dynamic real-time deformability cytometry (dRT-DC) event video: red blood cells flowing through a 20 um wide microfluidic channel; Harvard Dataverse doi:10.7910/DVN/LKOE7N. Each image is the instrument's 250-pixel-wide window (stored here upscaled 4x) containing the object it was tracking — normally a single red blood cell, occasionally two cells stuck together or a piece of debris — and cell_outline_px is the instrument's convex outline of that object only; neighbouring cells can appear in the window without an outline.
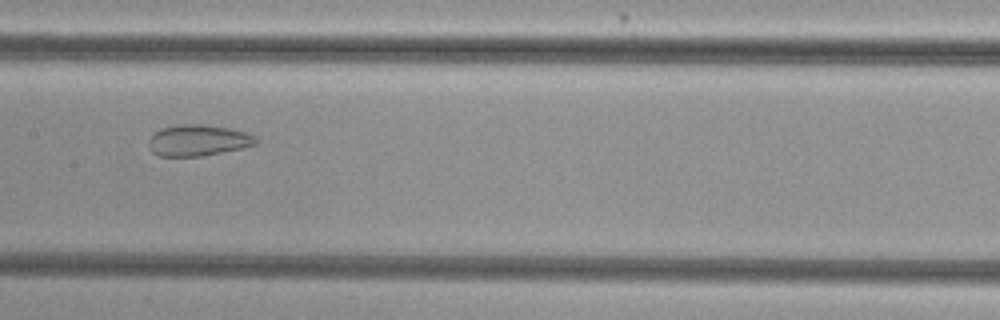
{"species": "common noctule bat (a hibernating species)", "species_latin": "Nyctalus noctula", "temperature_condition": "cold", "stored_images_in_passage": 47, "camera_frame_rate_fps": 3000, "um_per_image_px": 0.085, "animal": {"sex": "female", "body_mass_g": 29.2, "forearm_length_mm": 56.3}, "frame": {"image": 1, "passage_image": 21, "time_ms": 6.667, "image_size_px": [1000, 320], "cell_outline_px": [[256, 144], [240, 148], [200, 156], [160, 156], [152, 152], [148, 144], [148, 140], [160, 128], [180, 124], [200, 124], [228, 128], [244, 132], [256, 136]], "centroid_in_image_um": [16.79, 11.92], "position_along_channel_um": 190.6, "area_um2": 19.19}}
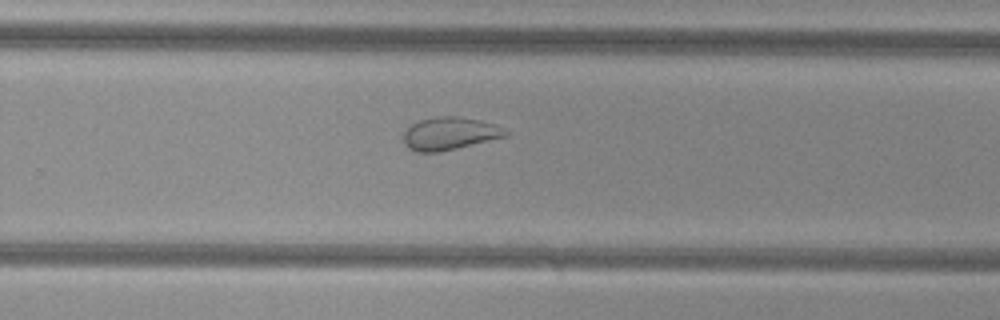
{"frame": {"image": 2, "passage_image": 29, "time_ms": 9.333, "image_size_px": [1000, 320], "cell_outline_px": [[508, 136], [456, 148], [436, 152], [416, 152], [408, 148], [404, 144], [404, 132], [412, 124], [420, 120], [440, 116], [456, 116], [480, 120], [492, 124], [508, 132]], "centroid_in_image_um": [38.19, 11.35], "position_along_channel_um": 291.6, "area_um2": 19.13}}
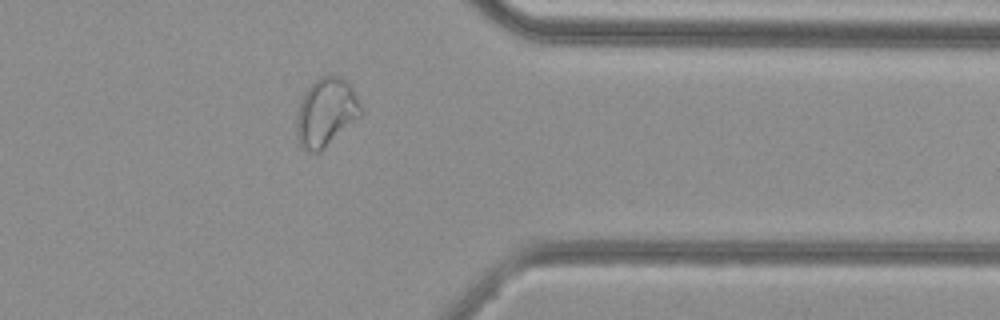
{"frame": {"image": 3, "passage_image": 37, "time_ms": 12.0, "image_size_px": [1000, 320], "cell_outline_px": [[364, 112], [360, 116], [320, 152], [312, 152], [300, 144], [296, 136], [296, 120], [300, 100], [304, 92], [320, 76], [340, 76], [352, 88], [364, 108]], "centroid_in_image_um": [27.72, 9.54], "position_along_channel_um": 383.7, "area_um2": 25.43}, "authors_computed_cell_mechanics": {"area_um2": 25.432, "velocity_mm_per_s": 3.7939, "shape_relaxation_time_tau1_ms": null, "shape_relaxation_time_tau2_ms": 1.6172, "deformation_change_tau1": null, "deformation_change_tau2": 0.0788}}